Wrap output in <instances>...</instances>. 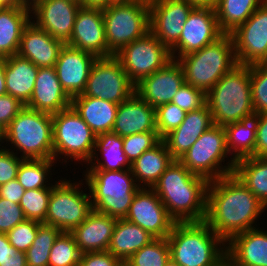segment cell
Here are the masks:
<instances>
[{
  "label": "cell",
  "instance_id": "36",
  "mask_svg": "<svg viewBox=\"0 0 267 266\" xmlns=\"http://www.w3.org/2000/svg\"><path fill=\"white\" fill-rule=\"evenodd\" d=\"M265 0H218L215 13L220 30L232 33L244 24Z\"/></svg>",
  "mask_w": 267,
  "mask_h": 266
},
{
  "label": "cell",
  "instance_id": "30",
  "mask_svg": "<svg viewBox=\"0 0 267 266\" xmlns=\"http://www.w3.org/2000/svg\"><path fill=\"white\" fill-rule=\"evenodd\" d=\"M173 160L161 139L131 164V171L140 187L152 188Z\"/></svg>",
  "mask_w": 267,
  "mask_h": 266
},
{
  "label": "cell",
  "instance_id": "46",
  "mask_svg": "<svg viewBox=\"0 0 267 266\" xmlns=\"http://www.w3.org/2000/svg\"><path fill=\"white\" fill-rule=\"evenodd\" d=\"M171 102L187 113L197 110L206 104V93L203 90L184 82Z\"/></svg>",
  "mask_w": 267,
  "mask_h": 266
},
{
  "label": "cell",
  "instance_id": "59",
  "mask_svg": "<svg viewBox=\"0 0 267 266\" xmlns=\"http://www.w3.org/2000/svg\"><path fill=\"white\" fill-rule=\"evenodd\" d=\"M217 266H235V265L226 257Z\"/></svg>",
  "mask_w": 267,
  "mask_h": 266
},
{
  "label": "cell",
  "instance_id": "14",
  "mask_svg": "<svg viewBox=\"0 0 267 266\" xmlns=\"http://www.w3.org/2000/svg\"><path fill=\"white\" fill-rule=\"evenodd\" d=\"M238 65L267 62V0L242 25L230 33Z\"/></svg>",
  "mask_w": 267,
  "mask_h": 266
},
{
  "label": "cell",
  "instance_id": "44",
  "mask_svg": "<svg viewBox=\"0 0 267 266\" xmlns=\"http://www.w3.org/2000/svg\"><path fill=\"white\" fill-rule=\"evenodd\" d=\"M122 139L124 153L131 164L161 140L157 132L137 133Z\"/></svg>",
  "mask_w": 267,
  "mask_h": 266
},
{
  "label": "cell",
  "instance_id": "49",
  "mask_svg": "<svg viewBox=\"0 0 267 266\" xmlns=\"http://www.w3.org/2000/svg\"><path fill=\"white\" fill-rule=\"evenodd\" d=\"M0 266H27L26 253L12 246L7 234L2 232H0Z\"/></svg>",
  "mask_w": 267,
  "mask_h": 266
},
{
  "label": "cell",
  "instance_id": "18",
  "mask_svg": "<svg viewBox=\"0 0 267 266\" xmlns=\"http://www.w3.org/2000/svg\"><path fill=\"white\" fill-rule=\"evenodd\" d=\"M81 6L69 0H40L30 10L35 15L33 22L53 38L66 44L71 36L76 15Z\"/></svg>",
  "mask_w": 267,
  "mask_h": 266
},
{
  "label": "cell",
  "instance_id": "20",
  "mask_svg": "<svg viewBox=\"0 0 267 266\" xmlns=\"http://www.w3.org/2000/svg\"><path fill=\"white\" fill-rule=\"evenodd\" d=\"M97 58L90 52L66 44L60 49L54 67L63 90L70 98L84 92L91 68Z\"/></svg>",
  "mask_w": 267,
  "mask_h": 266
},
{
  "label": "cell",
  "instance_id": "53",
  "mask_svg": "<svg viewBox=\"0 0 267 266\" xmlns=\"http://www.w3.org/2000/svg\"><path fill=\"white\" fill-rule=\"evenodd\" d=\"M25 189L17 179L0 185V198L19 204Z\"/></svg>",
  "mask_w": 267,
  "mask_h": 266
},
{
  "label": "cell",
  "instance_id": "13",
  "mask_svg": "<svg viewBox=\"0 0 267 266\" xmlns=\"http://www.w3.org/2000/svg\"><path fill=\"white\" fill-rule=\"evenodd\" d=\"M134 92L135 85L113 55L95 60L82 94L120 104Z\"/></svg>",
  "mask_w": 267,
  "mask_h": 266
},
{
  "label": "cell",
  "instance_id": "15",
  "mask_svg": "<svg viewBox=\"0 0 267 266\" xmlns=\"http://www.w3.org/2000/svg\"><path fill=\"white\" fill-rule=\"evenodd\" d=\"M223 34L214 8L194 7L185 21L179 41L170 49L172 58L176 60L181 56L201 50Z\"/></svg>",
  "mask_w": 267,
  "mask_h": 266
},
{
  "label": "cell",
  "instance_id": "7",
  "mask_svg": "<svg viewBox=\"0 0 267 266\" xmlns=\"http://www.w3.org/2000/svg\"><path fill=\"white\" fill-rule=\"evenodd\" d=\"M4 140L23 152L22 159H53L52 114L25 106L4 130Z\"/></svg>",
  "mask_w": 267,
  "mask_h": 266
},
{
  "label": "cell",
  "instance_id": "5",
  "mask_svg": "<svg viewBox=\"0 0 267 266\" xmlns=\"http://www.w3.org/2000/svg\"><path fill=\"white\" fill-rule=\"evenodd\" d=\"M181 65L185 82L207 93L237 64L230 34H223L201 50L176 59Z\"/></svg>",
  "mask_w": 267,
  "mask_h": 266
},
{
  "label": "cell",
  "instance_id": "64",
  "mask_svg": "<svg viewBox=\"0 0 267 266\" xmlns=\"http://www.w3.org/2000/svg\"><path fill=\"white\" fill-rule=\"evenodd\" d=\"M118 266H131L127 261H121Z\"/></svg>",
  "mask_w": 267,
  "mask_h": 266
},
{
  "label": "cell",
  "instance_id": "65",
  "mask_svg": "<svg viewBox=\"0 0 267 266\" xmlns=\"http://www.w3.org/2000/svg\"><path fill=\"white\" fill-rule=\"evenodd\" d=\"M69 1L74 2V3L81 6V0H69Z\"/></svg>",
  "mask_w": 267,
  "mask_h": 266
},
{
  "label": "cell",
  "instance_id": "55",
  "mask_svg": "<svg viewBox=\"0 0 267 266\" xmlns=\"http://www.w3.org/2000/svg\"><path fill=\"white\" fill-rule=\"evenodd\" d=\"M7 94L5 83V58L0 59V96Z\"/></svg>",
  "mask_w": 267,
  "mask_h": 266
},
{
  "label": "cell",
  "instance_id": "22",
  "mask_svg": "<svg viewBox=\"0 0 267 266\" xmlns=\"http://www.w3.org/2000/svg\"><path fill=\"white\" fill-rule=\"evenodd\" d=\"M112 132L121 137L137 133L157 132L156 108L134 92L118 105Z\"/></svg>",
  "mask_w": 267,
  "mask_h": 266
},
{
  "label": "cell",
  "instance_id": "62",
  "mask_svg": "<svg viewBox=\"0 0 267 266\" xmlns=\"http://www.w3.org/2000/svg\"><path fill=\"white\" fill-rule=\"evenodd\" d=\"M165 266H179V265L170 258Z\"/></svg>",
  "mask_w": 267,
  "mask_h": 266
},
{
  "label": "cell",
  "instance_id": "32",
  "mask_svg": "<svg viewBox=\"0 0 267 266\" xmlns=\"http://www.w3.org/2000/svg\"><path fill=\"white\" fill-rule=\"evenodd\" d=\"M96 151L101 152L100 154L104 162L101 163V161H99L100 158H98ZM93 159L94 161L97 160V163H93ZM88 164H91L88 171H120L125 170V167L126 169H131V163L123 150L122 137L114 132L96 135L93 154Z\"/></svg>",
  "mask_w": 267,
  "mask_h": 266
},
{
  "label": "cell",
  "instance_id": "3",
  "mask_svg": "<svg viewBox=\"0 0 267 266\" xmlns=\"http://www.w3.org/2000/svg\"><path fill=\"white\" fill-rule=\"evenodd\" d=\"M167 241L179 266H217L226 258V242L204 221L175 222Z\"/></svg>",
  "mask_w": 267,
  "mask_h": 266
},
{
  "label": "cell",
  "instance_id": "12",
  "mask_svg": "<svg viewBox=\"0 0 267 266\" xmlns=\"http://www.w3.org/2000/svg\"><path fill=\"white\" fill-rule=\"evenodd\" d=\"M114 56L120 61L134 85L162 69L173 59L170 49L150 31L123 47Z\"/></svg>",
  "mask_w": 267,
  "mask_h": 266
},
{
  "label": "cell",
  "instance_id": "40",
  "mask_svg": "<svg viewBox=\"0 0 267 266\" xmlns=\"http://www.w3.org/2000/svg\"><path fill=\"white\" fill-rule=\"evenodd\" d=\"M81 252L70 232H62L50 250L48 266H79Z\"/></svg>",
  "mask_w": 267,
  "mask_h": 266
},
{
  "label": "cell",
  "instance_id": "57",
  "mask_svg": "<svg viewBox=\"0 0 267 266\" xmlns=\"http://www.w3.org/2000/svg\"><path fill=\"white\" fill-rule=\"evenodd\" d=\"M194 7H211L215 8L218 0H187Z\"/></svg>",
  "mask_w": 267,
  "mask_h": 266
},
{
  "label": "cell",
  "instance_id": "23",
  "mask_svg": "<svg viewBox=\"0 0 267 266\" xmlns=\"http://www.w3.org/2000/svg\"><path fill=\"white\" fill-rule=\"evenodd\" d=\"M34 20L24 27L17 55L30 60L38 68L54 67L64 43L37 27Z\"/></svg>",
  "mask_w": 267,
  "mask_h": 266
},
{
  "label": "cell",
  "instance_id": "1",
  "mask_svg": "<svg viewBox=\"0 0 267 266\" xmlns=\"http://www.w3.org/2000/svg\"><path fill=\"white\" fill-rule=\"evenodd\" d=\"M262 202L234 173L209 181L204 222L226 243L236 234L256 228Z\"/></svg>",
  "mask_w": 267,
  "mask_h": 266
},
{
  "label": "cell",
  "instance_id": "54",
  "mask_svg": "<svg viewBox=\"0 0 267 266\" xmlns=\"http://www.w3.org/2000/svg\"><path fill=\"white\" fill-rule=\"evenodd\" d=\"M81 6L104 9L108 6V0H81Z\"/></svg>",
  "mask_w": 267,
  "mask_h": 266
},
{
  "label": "cell",
  "instance_id": "26",
  "mask_svg": "<svg viewBox=\"0 0 267 266\" xmlns=\"http://www.w3.org/2000/svg\"><path fill=\"white\" fill-rule=\"evenodd\" d=\"M228 243L226 257L235 266H267L266 231L249 229L236 234Z\"/></svg>",
  "mask_w": 267,
  "mask_h": 266
},
{
  "label": "cell",
  "instance_id": "58",
  "mask_svg": "<svg viewBox=\"0 0 267 266\" xmlns=\"http://www.w3.org/2000/svg\"><path fill=\"white\" fill-rule=\"evenodd\" d=\"M134 0H108V5H113V4H127L131 3Z\"/></svg>",
  "mask_w": 267,
  "mask_h": 266
},
{
  "label": "cell",
  "instance_id": "41",
  "mask_svg": "<svg viewBox=\"0 0 267 266\" xmlns=\"http://www.w3.org/2000/svg\"><path fill=\"white\" fill-rule=\"evenodd\" d=\"M47 185H49L48 188L24 191L19 205L23 209L26 219L37 220L41 223L45 221L51 191L56 184Z\"/></svg>",
  "mask_w": 267,
  "mask_h": 266
},
{
  "label": "cell",
  "instance_id": "34",
  "mask_svg": "<svg viewBox=\"0 0 267 266\" xmlns=\"http://www.w3.org/2000/svg\"><path fill=\"white\" fill-rule=\"evenodd\" d=\"M259 120L260 113L254 112L224 127L227 148L236 161L245 157H254Z\"/></svg>",
  "mask_w": 267,
  "mask_h": 266
},
{
  "label": "cell",
  "instance_id": "47",
  "mask_svg": "<svg viewBox=\"0 0 267 266\" xmlns=\"http://www.w3.org/2000/svg\"><path fill=\"white\" fill-rule=\"evenodd\" d=\"M25 220L23 209L19 204L0 198V232L7 234Z\"/></svg>",
  "mask_w": 267,
  "mask_h": 266
},
{
  "label": "cell",
  "instance_id": "33",
  "mask_svg": "<svg viewBox=\"0 0 267 266\" xmlns=\"http://www.w3.org/2000/svg\"><path fill=\"white\" fill-rule=\"evenodd\" d=\"M30 8L0 9V59L17 55L24 27L32 20Z\"/></svg>",
  "mask_w": 267,
  "mask_h": 266
},
{
  "label": "cell",
  "instance_id": "6",
  "mask_svg": "<svg viewBox=\"0 0 267 266\" xmlns=\"http://www.w3.org/2000/svg\"><path fill=\"white\" fill-rule=\"evenodd\" d=\"M84 176L93 209L117 219H124L134 195L141 188L131 169L86 171Z\"/></svg>",
  "mask_w": 267,
  "mask_h": 266
},
{
  "label": "cell",
  "instance_id": "17",
  "mask_svg": "<svg viewBox=\"0 0 267 266\" xmlns=\"http://www.w3.org/2000/svg\"><path fill=\"white\" fill-rule=\"evenodd\" d=\"M194 6L187 0H159L149 5L150 32L171 49Z\"/></svg>",
  "mask_w": 267,
  "mask_h": 266
},
{
  "label": "cell",
  "instance_id": "11",
  "mask_svg": "<svg viewBox=\"0 0 267 266\" xmlns=\"http://www.w3.org/2000/svg\"><path fill=\"white\" fill-rule=\"evenodd\" d=\"M80 183L60 180L52 188L48 210L43 224L71 232L93 210L90 194L84 193ZM81 190V191H80Z\"/></svg>",
  "mask_w": 267,
  "mask_h": 266
},
{
  "label": "cell",
  "instance_id": "43",
  "mask_svg": "<svg viewBox=\"0 0 267 266\" xmlns=\"http://www.w3.org/2000/svg\"><path fill=\"white\" fill-rule=\"evenodd\" d=\"M186 112L174 103H166L156 108L157 134L162 139L176 129L184 120Z\"/></svg>",
  "mask_w": 267,
  "mask_h": 266
},
{
  "label": "cell",
  "instance_id": "52",
  "mask_svg": "<svg viewBox=\"0 0 267 266\" xmlns=\"http://www.w3.org/2000/svg\"><path fill=\"white\" fill-rule=\"evenodd\" d=\"M254 157H267V113L260 114Z\"/></svg>",
  "mask_w": 267,
  "mask_h": 266
},
{
  "label": "cell",
  "instance_id": "35",
  "mask_svg": "<svg viewBox=\"0 0 267 266\" xmlns=\"http://www.w3.org/2000/svg\"><path fill=\"white\" fill-rule=\"evenodd\" d=\"M233 173L267 208L266 157L241 158L235 162Z\"/></svg>",
  "mask_w": 267,
  "mask_h": 266
},
{
  "label": "cell",
  "instance_id": "24",
  "mask_svg": "<svg viewBox=\"0 0 267 266\" xmlns=\"http://www.w3.org/2000/svg\"><path fill=\"white\" fill-rule=\"evenodd\" d=\"M214 125L207 104L197 110L187 112L183 122L165 135L162 140L174 160H179L198 138Z\"/></svg>",
  "mask_w": 267,
  "mask_h": 266
},
{
  "label": "cell",
  "instance_id": "25",
  "mask_svg": "<svg viewBox=\"0 0 267 266\" xmlns=\"http://www.w3.org/2000/svg\"><path fill=\"white\" fill-rule=\"evenodd\" d=\"M27 108L55 114L71 107V98L63 90L55 67L39 68Z\"/></svg>",
  "mask_w": 267,
  "mask_h": 266
},
{
  "label": "cell",
  "instance_id": "29",
  "mask_svg": "<svg viewBox=\"0 0 267 266\" xmlns=\"http://www.w3.org/2000/svg\"><path fill=\"white\" fill-rule=\"evenodd\" d=\"M39 68L30 60L13 55L5 58L7 94L26 105L33 93Z\"/></svg>",
  "mask_w": 267,
  "mask_h": 266
},
{
  "label": "cell",
  "instance_id": "27",
  "mask_svg": "<svg viewBox=\"0 0 267 266\" xmlns=\"http://www.w3.org/2000/svg\"><path fill=\"white\" fill-rule=\"evenodd\" d=\"M117 218L95 211L70 233L81 253L107 251Z\"/></svg>",
  "mask_w": 267,
  "mask_h": 266
},
{
  "label": "cell",
  "instance_id": "16",
  "mask_svg": "<svg viewBox=\"0 0 267 266\" xmlns=\"http://www.w3.org/2000/svg\"><path fill=\"white\" fill-rule=\"evenodd\" d=\"M124 219L140 226L154 238H167L175 223L156 192L146 187L136 192Z\"/></svg>",
  "mask_w": 267,
  "mask_h": 266
},
{
  "label": "cell",
  "instance_id": "28",
  "mask_svg": "<svg viewBox=\"0 0 267 266\" xmlns=\"http://www.w3.org/2000/svg\"><path fill=\"white\" fill-rule=\"evenodd\" d=\"M118 105L83 94L71 98V107L96 135L112 132Z\"/></svg>",
  "mask_w": 267,
  "mask_h": 266
},
{
  "label": "cell",
  "instance_id": "10",
  "mask_svg": "<svg viewBox=\"0 0 267 266\" xmlns=\"http://www.w3.org/2000/svg\"><path fill=\"white\" fill-rule=\"evenodd\" d=\"M53 159L65 155L75 161L89 162L96 141V134L72 107L52 114Z\"/></svg>",
  "mask_w": 267,
  "mask_h": 266
},
{
  "label": "cell",
  "instance_id": "21",
  "mask_svg": "<svg viewBox=\"0 0 267 266\" xmlns=\"http://www.w3.org/2000/svg\"><path fill=\"white\" fill-rule=\"evenodd\" d=\"M185 82L184 73L177 60L143 78L135 85V92L154 108L170 103Z\"/></svg>",
  "mask_w": 267,
  "mask_h": 266
},
{
  "label": "cell",
  "instance_id": "60",
  "mask_svg": "<svg viewBox=\"0 0 267 266\" xmlns=\"http://www.w3.org/2000/svg\"><path fill=\"white\" fill-rule=\"evenodd\" d=\"M38 1L40 0H23V4L26 6V7H32L34 4H36Z\"/></svg>",
  "mask_w": 267,
  "mask_h": 266
},
{
  "label": "cell",
  "instance_id": "39",
  "mask_svg": "<svg viewBox=\"0 0 267 266\" xmlns=\"http://www.w3.org/2000/svg\"><path fill=\"white\" fill-rule=\"evenodd\" d=\"M170 259L167 238H154L126 261L131 266H165Z\"/></svg>",
  "mask_w": 267,
  "mask_h": 266
},
{
  "label": "cell",
  "instance_id": "2",
  "mask_svg": "<svg viewBox=\"0 0 267 266\" xmlns=\"http://www.w3.org/2000/svg\"><path fill=\"white\" fill-rule=\"evenodd\" d=\"M208 184L206 178L173 160L152 189L175 222H201L206 216Z\"/></svg>",
  "mask_w": 267,
  "mask_h": 266
},
{
  "label": "cell",
  "instance_id": "45",
  "mask_svg": "<svg viewBox=\"0 0 267 266\" xmlns=\"http://www.w3.org/2000/svg\"><path fill=\"white\" fill-rule=\"evenodd\" d=\"M41 224L42 223L37 220L29 219L17 224L7 233L10 244L18 251L26 252L32 245L37 235L38 227Z\"/></svg>",
  "mask_w": 267,
  "mask_h": 266
},
{
  "label": "cell",
  "instance_id": "48",
  "mask_svg": "<svg viewBox=\"0 0 267 266\" xmlns=\"http://www.w3.org/2000/svg\"><path fill=\"white\" fill-rule=\"evenodd\" d=\"M10 150L0 148V185L17 179L18 168L24 160Z\"/></svg>",
  "mask_w": 267,
  "mask_h": 266
},
{
  "label": "cell",
  "instance_id": "51",
  "mask_svg": "<svg viewBox=\"0 0 267 266\" xmlns=\"http://www.w3.org/2000/svg\"><path fill=\"white\" fill-rule=\"evenodd\" d=\"M120 262L109 251H96L82 253L79 266H118Z\"/></svg>",
  "mask_w": 267,
  "mask_h": 266
},
{
  "label": "cell",
  "instance_id": "61",
  "mask_svg": "<svg viewBox=\"0 0 267 266\" xmlns=\"http://www.w3.org/2000/svg\"><path fill=\"white\" fill-rule=\"evenodd\" d=\"M134 1H137V2H142V3H145L147 5H151L155 2H158L159 0H134Z\"/></svg>",
  "mask_w": 267,
  "mask_h": 266
},
{
  "label": "cell",
  "instance_id": "9",
  "mask_svg": "<svg viewBox=\"0 0 267 266\" xmlns=\"http://www.w3.org/2000/svg\"><path fill=\"white\" fill-rule=\"evenodd\" d=\"M102 12L108 57L150 31L149 5L145 3L108 5Z\"/></svg>",
  "mask_w": 267,
  "mask_h": 266
},
{
  "label": "cell",
  "instance_id": "50",
  "mask_svg": "<svg viewBox=\"0 0 267 266\" xmlns=\"http://www.w3.org/2000/svg\"><path fill=\"white\" fill-rule=\"evenodd\" d=\"M24 107V104L9 94L0 96V128L5 130Z\"/></svg>",
  "mask_w": 267,
  "mask_h": 266
},
{
  "label": "cell",
  "instance_id": "8",
  "mask_svg": "<svg viewBox=\"0 0 267 266\" xmlns=\"http://www.w3.org/2000/svg\"><path fill=\"white\" fill-rule=\"evenodd\" d=\"M224 127L214 124L207 129L179 161L193 174L208 181L217 180L234 172V158L222 165L229 154ZM221 165V166H220Z\"/></svg>",
  "mask_w": 267,
  "mask_h": 266
},
{
  "label": "cell",
  "instance_id": "63",
  "mask_svg": "<svg viewBox=\"0 0 267 266\" xmlns=\"http://www.w3.org/2000/svg\"><path fill=\"white\" fill-rule=\"evenodd\" d=\"M4 140V130L0 128V142Z\"/></svg>",
  "mask_w": 267,
  "mask_h": 266
},
{
  "label": "cell",
  "instance_id": "37",
  "mask_svg": "<svg viewBox=\"0 0 267 266\" xmlns=\"http://www.w3.org/2000/svg\"><path fill=\"white\" fill-rule=\"evenodd\" d=\"M61 233L57 227L42 223L32 245L25 252L27 266H48L50 250Z\"/></svg>",
  "mask_w": 267,
  "mask_h": 266
},
{
  "label": "cell",
  "instance_id": "4",
  "mask_svg": "<svg viewBox=\"0 0 267 266\" xmlns=\"http://www.w3.org/2000/svg\"><path fill=\"white\" fill-rule=\"evenodd\" d=\"M214 124L225 127L254 113L250 65H236L206 93Z\"/></svg>",
  "mask_w": 267,
  "mask_h": 266
},
{
  "label": "cell",
  "instance_id": "19",
  "mask_svg": "<svg viewBox=\"0 0 267 266\" xmlns=\"http://www.w3.org/2000/svg\"><path fill=\"white\" fill-rule=\"evenodd\" d=\"M66 45L94 54L108 57L105 39V25L101 8L80 7L76 15L72 36Z\"/></svg>",
  "mask_w": 267,
  "mask_h": 266
},
{
  "label": "cell",
  "instance_id": "38",
  "mask_svg": "<svg viewBox=\"0 0 267 266\" xmlns=\"http://www.w3.org/2000/svg\"><path fill=\"white\" fill-rule=\"evenodd\" d=\"M54 159H24L17 172V180L25 190L48 188L46 182Z\"/></svg>",
  "mask_w": 267,
  "mask_h": 266
},
{
  "label": "cell",
  "instance_id": "56",
  "mask_svg": "<svg viewBox=\"0 0 267 266\" xmlns=\"http://www.w3.org/2000/svg\"><path fill=\"white\" fill-rule=\"evenodd\" d=\"M1 8H29L23 4V0H0Z\"/></svg>",
  "mask_w": 267,
  "mask_h": 266
},
{
  "label": "cell",
  "instance_id": "31",
  "mask_svg": "<svg viewBox=\"0 0 267 266\" xmlns=\"http://www.w3.org/2000/svg\"><path fill=\"white\" fill-rule=\"evenodd\" d=\"M153 239L140 226L126 219H117L107 251L121 261H126Z\"/></svg>",
  "mask_w": 267,
  "mask_h": 266
},
{
  "label": "cell",
  "instance_id": "42",
  "mask_svg": "<svg viewBox=\"0 0 267 266\" xmlns=\"http://www.w3.org/2000/svg\"><path fill=\"white\" fill-rule=\"evenodd\" d=\"M252 105L256 113H267V64L250 65Z\"/></svg>",
  "mask_w": 267,
  "mask_h": 266
}]
</instances>
